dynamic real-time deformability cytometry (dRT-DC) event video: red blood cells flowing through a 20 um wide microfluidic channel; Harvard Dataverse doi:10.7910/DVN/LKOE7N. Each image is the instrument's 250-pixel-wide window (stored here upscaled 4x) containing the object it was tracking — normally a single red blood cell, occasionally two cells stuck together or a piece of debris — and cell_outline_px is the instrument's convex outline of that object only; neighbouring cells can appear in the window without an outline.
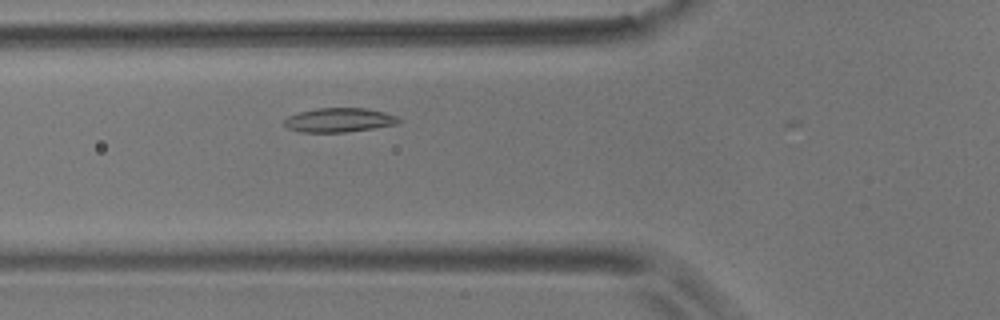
{"species": "common noctule bat (a hibernating species)", "species_latin": "Nyctalus noctula", "temperature_condition": "room temperature", "stored_images_in_passage": 9, "camera_frame_rate_fps": 3000, "um_per_image_px": 0.085, "animal": {"sex": "male", "body_mass_g": 17.9}, "frame": {"image": 1, "passage_image": 8, "time_ms": 2.333, "image_size_px": [1000, 320], "cell_outline_px": [[400, 120], [396, 124], [376, 128], [344, 132], [300, 132], [288, 128], [284, 124], [284, 120], [288, 116], [300, 112], [316, 108], [368, 108], [384, 112], [396, 116]], "centroid_in_image_um": [28.82, 10.2], "position_along_channel_um": 97.0, "area_um2": 16.07}}